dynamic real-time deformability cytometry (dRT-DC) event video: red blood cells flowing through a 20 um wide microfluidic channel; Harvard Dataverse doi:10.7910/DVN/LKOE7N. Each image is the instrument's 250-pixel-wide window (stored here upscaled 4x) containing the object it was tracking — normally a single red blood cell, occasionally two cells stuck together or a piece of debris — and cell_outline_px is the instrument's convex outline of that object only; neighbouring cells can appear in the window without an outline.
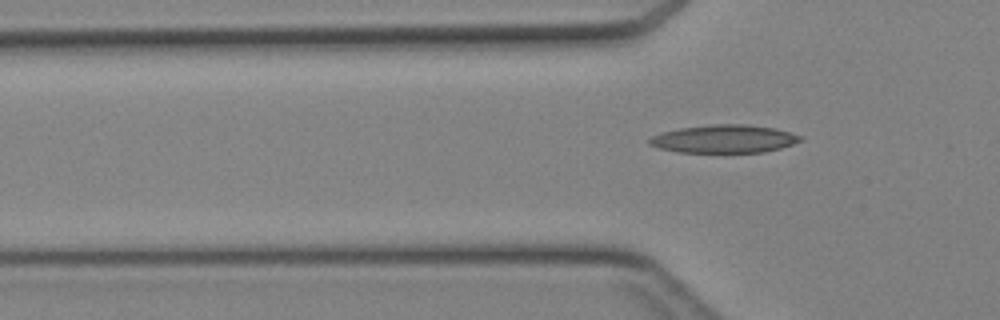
{"species": "Egyptian fruit bat (a non-hibernating species)", "species_latin": "Rousettus aegyptiacus", "temperature_condition": "cold", "stored_images_in_passage": 4, "camera_frame_rate_fps": 3000, "um_per_image_px": 0.085, "animal": {"sex": "female"}, "frame": {"image": 1, "passage_image": 3, "time_ms": 0.667, "image_size_px": [1000, 320], "cell_outline_px": [[804, 136], [800, 140], [792, 144], [780, 148], [764, 152], [676, 152], [660, 148], [648, 144], [648, 140], [652, 136], [660, 132], [680, 128], [712, 124], [748, 124], [772, 128]], "centroid_in_image_um": [61.51, 11.8], "position_along_channel_um": 64.3, "area_um2": 24.57}}
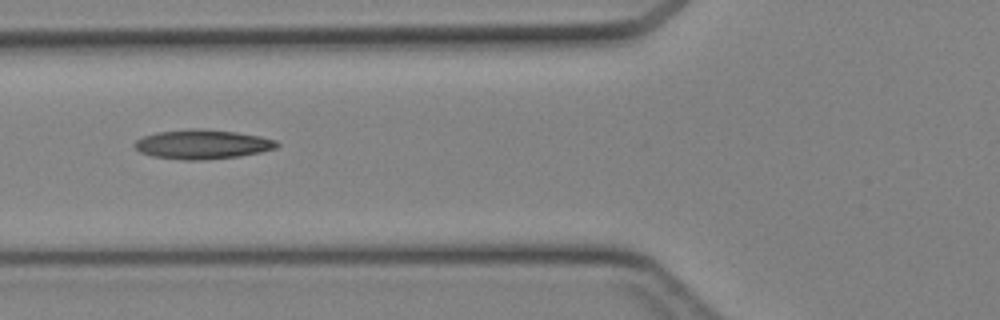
{"frame": {"image": 2, "passage_image": 4, "time_ms": 1.0, "image_size_px": [1000, 320], "cell_outline_px": [[280, 144], [276, 148], [260, 152], [240, 156], [204, 160], [184, 160], [152, 156], [140, 152], [132, 144], [136, 140], [144, 136], [156, 132], [188, 128], [196, 128], [236, 132], [260, 136], [276, 140]], "centroid_in_image_um": [17.19, 12.26], "position_along_channel_um": 108.6, "area_um2": 24.45}}